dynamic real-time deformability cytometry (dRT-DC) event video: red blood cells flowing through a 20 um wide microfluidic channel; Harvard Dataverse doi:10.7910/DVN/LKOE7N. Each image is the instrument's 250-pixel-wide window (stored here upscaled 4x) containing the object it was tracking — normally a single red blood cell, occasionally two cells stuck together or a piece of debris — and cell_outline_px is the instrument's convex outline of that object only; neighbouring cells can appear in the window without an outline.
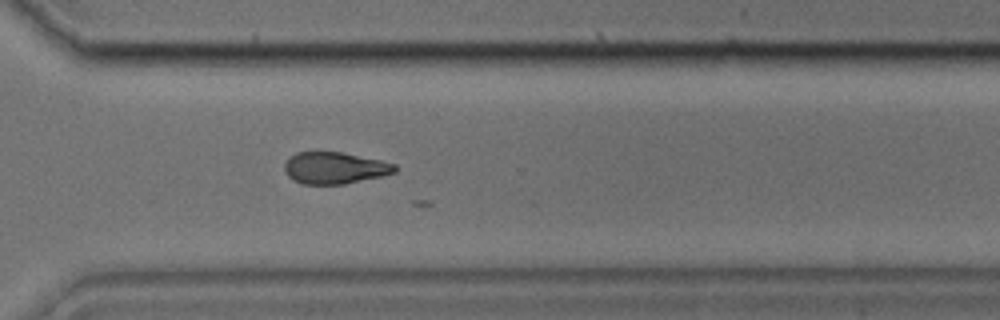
{"species": "common noctule bat (a hibernating species)", "species_latin": "Nyctalus noctula", "temperature_condition": "cold", "stored_images_in_passage": 32, "camera_frame_rate_fps": 3000, "um_per_image_px": 0.085, "animal": {"sex": "male", "body_mass_g": 17.9, "forearm_length_mm": 54.2}, "frame": {"image": 1, "passage_image": 25, "time_ms": 8.0, "image_size_px": [1000, 320], "cell_outline_px": [[396, 172], [380, 176], [344, 184], [300, 184], [292, 180], [284, 172], [284, 164], [296, 152], [340, 152], [380, 160], [396, 164]], "centroid_in_image_um": [28.42, 14.28], "position_along_channel_um": 342.2, "area_um2": 20.29}}